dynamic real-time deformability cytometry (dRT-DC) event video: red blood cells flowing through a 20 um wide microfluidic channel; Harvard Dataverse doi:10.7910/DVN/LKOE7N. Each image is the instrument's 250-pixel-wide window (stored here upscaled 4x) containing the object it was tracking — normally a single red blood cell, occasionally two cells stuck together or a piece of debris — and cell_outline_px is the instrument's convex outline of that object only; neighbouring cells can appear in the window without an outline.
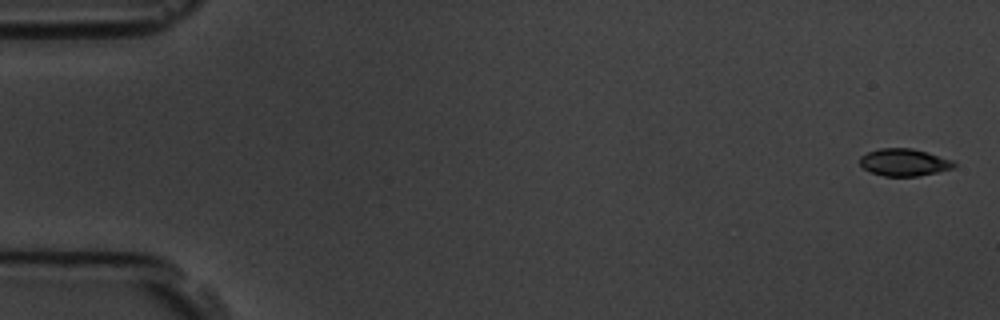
{"species": "common noctule bat (a hibernating species)", "species_latin": "Nyctalus noctula", "temperature_condition": "room temperature", "stored_images_in_passage": 6, "camera_frame_rate_fps": 3000, "um_per_image_px": 0.085, "animal": {"sex": "male", "body_mass_g": 19.5, "forearm_length_mm": 54.6}, "frame": {"image": 1, "passage_image": 1, "time_ms": 0.0, "image_size_px": [1000, 320], "cell_outline_px": [[956, 164], [952, 168], [936, 172], [916, 176], [884, 176], [872, 172], [864, 168], [860, 164], [860, 156], [868, 152], [880, 148], [912, 148], [928, 152], [956, 160]], "centroid_in_image_um": [76.88, 13.78], "position_along_channel_um": 8.1, "area_um2": 14.97}}
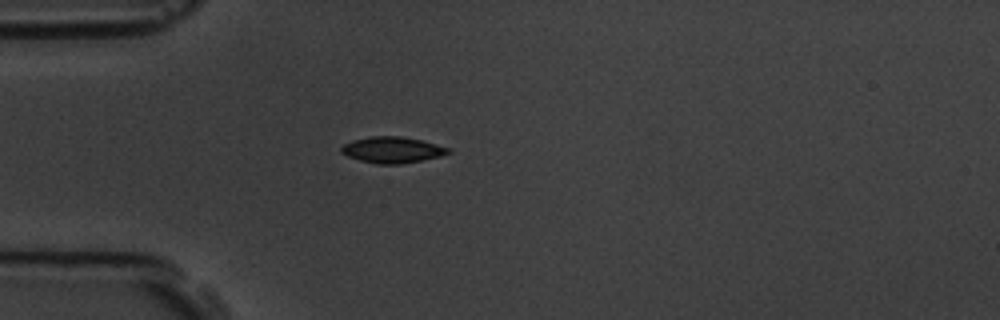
{"frame": {"image": 2, "passage_image": 5, "time_ms": 4.667, "image_size_px": [1000, 320], "cell_outline_px": [[452, 152], [440, 156], [400, 164], [376, 164], [360, 160], [348, 156], [340, 152], [340, 148], [344, 144], [352, 140], [372, 136], [400, 136], [420, 140], [452, 148]], "centroid_in_image_um": [33.34, 12.73], "position_along_channel_um": 51.7, "area_um2": 16.24}}